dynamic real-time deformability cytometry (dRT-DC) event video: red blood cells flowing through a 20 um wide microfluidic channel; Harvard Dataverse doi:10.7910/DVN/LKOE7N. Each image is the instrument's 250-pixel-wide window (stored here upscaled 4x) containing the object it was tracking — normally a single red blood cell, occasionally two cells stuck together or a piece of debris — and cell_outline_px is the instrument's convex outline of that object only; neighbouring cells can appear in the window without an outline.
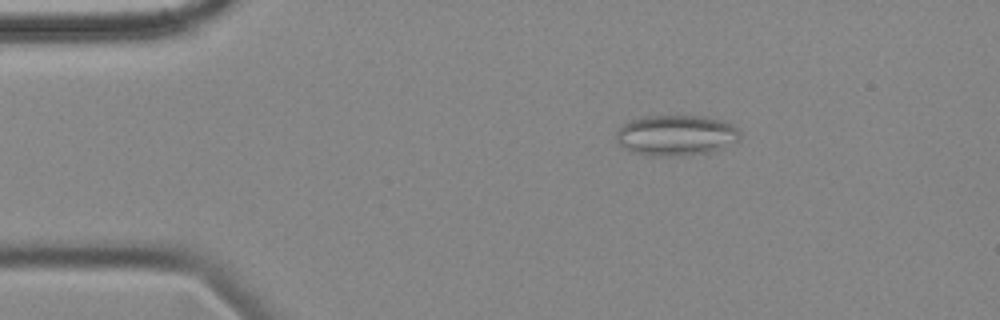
{"species": "common noctule bat (a hibernating species)", "species_latin": "Nyctalus noctula", "temperature_condition": "cold", "stored_images_in_passage": 56, "segment_of_instrument_passage": [1, 2], "camera_frame_rate_fps": 3000, "um_per_image_px": 0.085, "animal": {"sex": "female", "body_mass_g": 18.4}, "frame": {"image": 1, "passage_image": 9, "time_ms": 2.667, "image_size_px": [1000, 320], "cell_outline_px": [[740, 140], [712, 152], [680, 156], [644, 156], [628, 152], [616, 140], [616, 132], [620, 124], [644, 116], [704, 116], [724, 120], [732, 124], [740, 132]], "centroid_in_image_um": [57.44, 11.51], "position_along_channel_um": 27.6, "area_um2": 29.88}}